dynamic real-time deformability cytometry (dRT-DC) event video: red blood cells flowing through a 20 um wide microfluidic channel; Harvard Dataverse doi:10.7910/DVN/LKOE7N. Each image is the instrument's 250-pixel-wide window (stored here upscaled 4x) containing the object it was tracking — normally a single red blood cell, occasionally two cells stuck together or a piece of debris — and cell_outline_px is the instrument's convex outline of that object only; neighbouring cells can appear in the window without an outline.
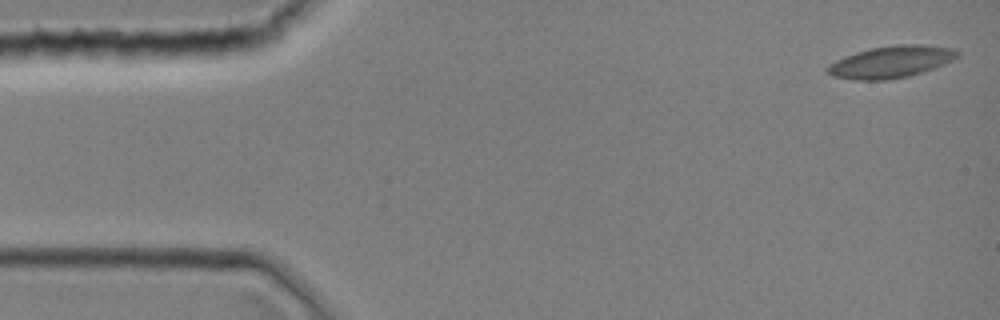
{"species": "common noctule bat (a hibernating species)", "species_latin": "Nyctalus noctula", "temperature_condition": "room temperature", "stored_images_in_passage": 6, "camera_frame_rate_fps": 3000, "um_per_image_px": 0.085, "animal": {"sex": "female", "body_mass_g": 19.0, "forearm_length_mm": 51.5}, "frame": {"image": 1, "passage_image": 1, "time_ms": 0.0, "image_size_px": [1000, 320], "cell_outline_px": [[960, 56], [944, 64], [908, 76], [884, 80], [856, 80], [832, 76], [824, 68], [828, 64], [844, 56], [856, 52], [872, 48], [896, 44], [924, 44], [956, 48], [960, 52]], "centroid_in_image_um": [75.75, 5.24], "position_along_channel_um": 9.3, "area_um2": 24.28}}